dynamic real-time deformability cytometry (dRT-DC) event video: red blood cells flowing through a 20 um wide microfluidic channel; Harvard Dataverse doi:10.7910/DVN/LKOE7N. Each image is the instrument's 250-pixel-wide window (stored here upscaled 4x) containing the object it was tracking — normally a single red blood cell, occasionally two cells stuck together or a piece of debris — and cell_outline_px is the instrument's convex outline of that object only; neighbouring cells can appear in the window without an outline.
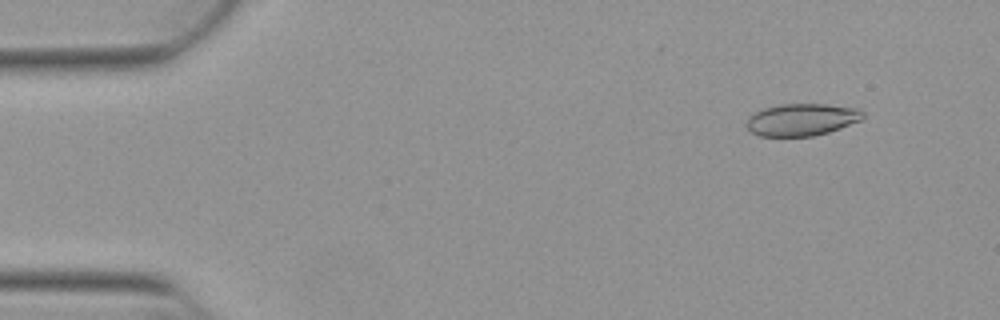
{"species": "Egyptian fruit bat (a non-hibernating species)", "species_latin": "Rousettus aegyptiacus", "temperature_condition": "warm", "stored_images_in_passage": 12, "camera_frame_rate_fps": 3000, "um_per_image_px": 0.085, "animal": {"sex": "female"}, "frame": {"image": 1, "passage_image": 5, "time_ms": 1.333, "image_size_px": [1000, 320], "cell_outline_px": [[864, 116], [860, 120], [840, 128], [828, 132], [812, 136], [760, 136], [752, 132], [744, 124], [748, 116], [764, 108], [780, 104], [828, 104], [860, 108], [864, 112]], "centroid_in_image_um": [68.14, 10.16], "position_along_channel_um": 16.9, "area_um2": 21.91}}